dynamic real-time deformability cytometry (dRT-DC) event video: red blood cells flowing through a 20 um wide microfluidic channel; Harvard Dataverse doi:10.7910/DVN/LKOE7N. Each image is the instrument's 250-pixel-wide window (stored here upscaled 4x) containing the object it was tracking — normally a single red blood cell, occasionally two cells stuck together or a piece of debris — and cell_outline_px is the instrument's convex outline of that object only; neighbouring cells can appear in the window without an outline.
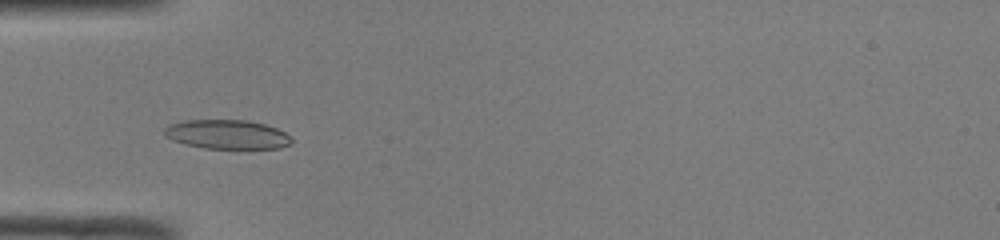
{"species": "common noctule bat (a hibernating species)", "species_latin": "Nyctalus noctula", "temperature_condition": "room temperature", "stored_images_in_passage": 15, "camera_frame_rate_fps": 3000, "um_per_image_px": 0.085, "animal": {"sex": "male", "body_mass_g": 19.0, "forearm_length_mm": 50.8}, "frame": {"image": 1, "passage_image": 7, "time_ms": 2.0, "image_size_px": [1000, 240], "cell_outline_px": [[292, 144], [280, 148], [204, 148], [184, 144], [172, 140], [164, 136], [164, 128], [168, 124], [180, 120], [248, 120], [264, 124], [276, 128], [284, 132], [292, 140]], "centroid_in_image_um": [19.25, 11.42], "position_along_channel_um": 65.7, "area_um2": 21.73}}
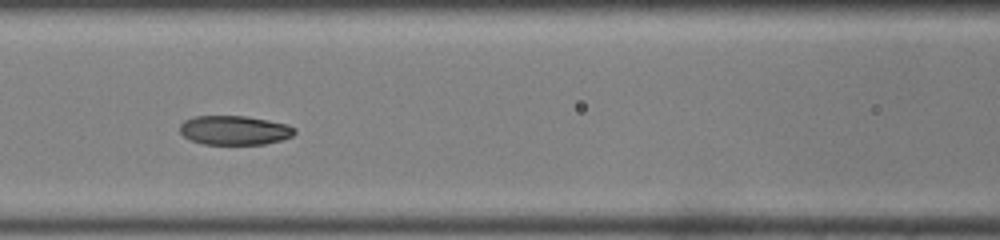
{"frame": {"image": 2, "passage_image": 13, "time_ms": 4.0, "image_size_px": [1000, 240], "cell_outline_px": [[296, 132], [292, 136], [280, 140], [264, 144], [204, 144], [192, 140], [184, 136], [180, 132], [180, 124], [184, 120], [196, 116], [244, 116], [268, 120], [288, 124], [296, 128]], "centroid_in_image_um": [19.95, 11.06], "position_along_channel_um": 146.7, "area_um2": 19.48}}